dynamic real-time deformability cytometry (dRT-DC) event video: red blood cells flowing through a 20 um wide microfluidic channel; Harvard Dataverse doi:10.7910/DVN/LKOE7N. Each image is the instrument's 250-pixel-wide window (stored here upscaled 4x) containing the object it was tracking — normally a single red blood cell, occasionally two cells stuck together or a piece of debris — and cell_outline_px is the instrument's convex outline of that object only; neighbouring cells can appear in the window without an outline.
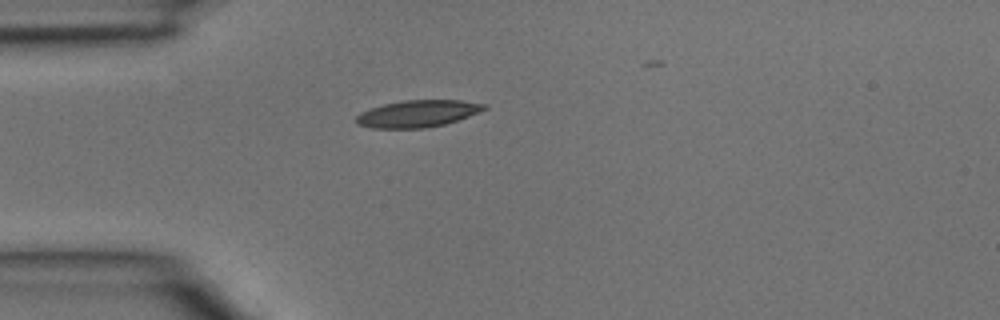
{"species": "common noctule bat (a hibernating species)", "species_latin": "Nyctalus noctula", "temperature_condition": "room temperature", "stored_images_in_passage": 1, "camera_frame_rate_fps": 3000, "um_per_image_px": 0.085, "animal": {"sex": "male", "body_mass_g": 15.6}, "frame": {"image": 1, "passage_image": 1, "time_ms": 0.0, "image_size_px": [1000, 320], "cell_outline_px": [[488, 108], [480, 112], [444, 124], [424, 128], [372, 128], [356, 124], [356, 116], [360, 112], [384, 104], [404, 100], [460, 100], [488, 104]], "centroid_in_image_um": [35.51, 9.65], "position_along_channel_um": 49.5, "area_um2": 20.06}}